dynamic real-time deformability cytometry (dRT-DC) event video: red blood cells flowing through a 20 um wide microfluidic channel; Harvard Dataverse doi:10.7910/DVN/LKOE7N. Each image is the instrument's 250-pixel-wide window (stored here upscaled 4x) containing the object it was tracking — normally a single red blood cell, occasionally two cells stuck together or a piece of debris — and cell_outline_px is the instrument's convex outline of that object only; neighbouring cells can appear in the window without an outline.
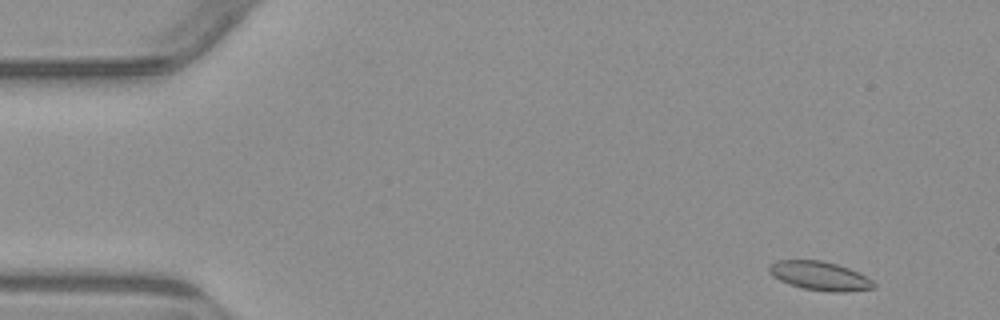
{"species": "common noctule bat (a hibernating species)", "species_latin": "Nyctalus noctula", "temperature_condition": "warm", "stored_images_in_passage": 4, "camera_frame_rate_fps": 3000, "um_per_image_px": 0.085, "animal": {"sex": "male", "body_mass_g": 23.1, "forearm_length_mm": 52.7}, "frame": {"image": 1, "passage_image": 1, "time_ms": 0.0, "image_size_px": [1000, 320], "cell_outline_px": [[876, 288], [844, 292], [828, 292], [804, 288], [788, 284], [772, 276], [768, 272], [768, 268], [772, 264], [780, 260], [820, 260], [836, 264], [848, 268], [872, 280], [876, 284]], "centroid_in_image_um": [69.68, 23.46], "position_along_channel_um": 15.3, "area_um2": 17.46}}
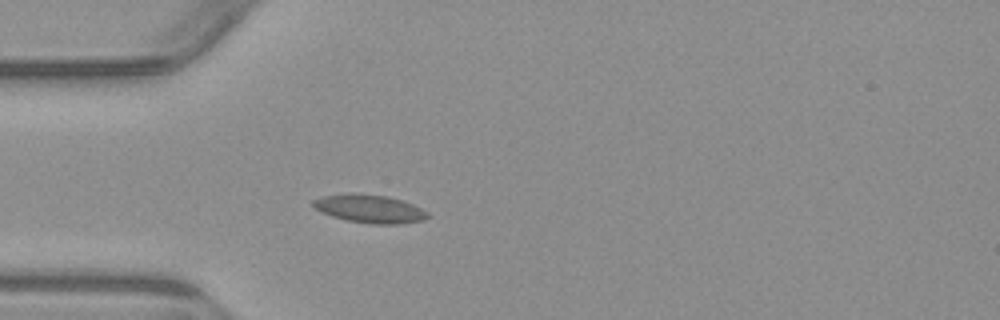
{"frame": {"image": 2, "passage_image": 4, "time_ms": 3.667, "image_size_px": [1000, 320], "cell_outline_px": [[432, 216], [424, 220], [400, 224], [372, 224], [348, 220], [332, 216], [316, 208], [312, 204], [312, 200], [324, 196], [388, 196], [404, 200], [428, 212]], "centroid_in_image_um": [31.55, 17.8], "position_along_channel_um": 53.5, "area_um2": 17.98}}